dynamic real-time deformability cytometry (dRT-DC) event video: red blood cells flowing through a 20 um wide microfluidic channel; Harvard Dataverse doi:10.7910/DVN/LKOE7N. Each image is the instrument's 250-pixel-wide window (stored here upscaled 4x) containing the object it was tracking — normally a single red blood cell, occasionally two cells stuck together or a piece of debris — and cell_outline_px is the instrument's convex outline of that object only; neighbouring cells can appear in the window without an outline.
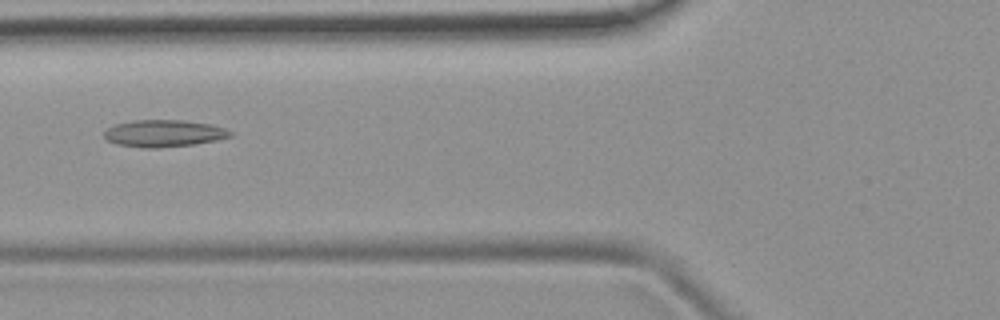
{"species": "common noctule bat (a hibernating species)", "species_latin": "Nyctalus noctula", "temperature_condition": "room temperature", "stored_images_in_passage": 38, "camera_frame_rate_fps": 3000, "um_per_image_px": 0.085, "animal": {"sex": "female", "body_mass_g": 19.9}, "frame": {"image": 1, "passage_image": 6, "time_ms": 1.667, "image_size_px": [1000, 320], "cell_outline_px": [[232, 136], [216, 140], [192, 144], [152, 148], [144, 148], [116, 144], [108, 140], [104, 136], [104, 132], [108, 128], [116, 124], [132, 120], [184, 120], [212, 124], [224, 128], [232, 132]], "centroid_in_image_um": [13.92, 11.32], "position_along_channel_um": 111.9, "area_um2": 19.71}}
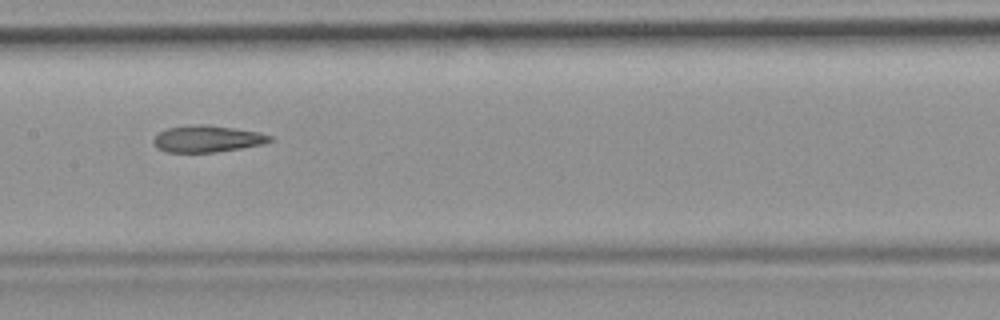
{"frame": {"image": 2, "passage_image": 12, "time_ms": 3.667, "image_size_px": [1000, 320], "cell_outline_px": [[272, 140], [264, 144], [216, 152], [164, 152], [156, 148], [152, 140], [160, 132], [168, 128], [192, 124], [208, 124], [260, 132], [272, 136]], "centroid_in_image_um": [17.61, 11.79], "position_along_channel_um": 189.8, "area_um2": 18.21}, "authors_computed_cell_mechanics": {"area_um2": 18.8717, "velocity_mm_per_s": 3.8929, "shape_relaxation_time_tau1_ms": null, "shape_relaxation_time_tau2_ms": 3.5088, "deformation_change_tau1": null, "deformation_change_tau2": 0.131}}